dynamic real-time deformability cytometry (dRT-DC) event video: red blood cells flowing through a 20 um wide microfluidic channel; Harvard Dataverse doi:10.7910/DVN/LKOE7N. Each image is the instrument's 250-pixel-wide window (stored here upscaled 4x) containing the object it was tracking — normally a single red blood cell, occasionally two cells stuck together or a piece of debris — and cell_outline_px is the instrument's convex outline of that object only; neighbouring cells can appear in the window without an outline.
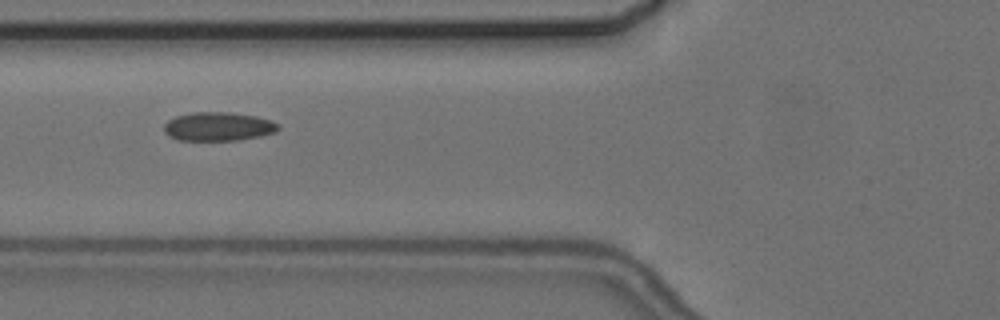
{"species": "common noctule bat (a hibernating species)", "species_latin": "Nyctalus noctula", "temperature_condition": "cold", "stored_images_in_passage": 13, "camera_frame_rate_fps": 3000, "um_per_image_px": 0.085, "animal": {"sex": "female", "body_mass_g": 24.6, "forearm_length_mm": 56.2}, "frame": {"image": 1, "passage_image": 6, "time_ms": 7.0, "image_size_px": [1000, 320], "cell_outline_px": [[280, 128], [276, 132], [260, 136], [240, 140], [176, 140], [168, 136], [164, 132], [164, 124], [168, 120], [176, 116], [192, 112], [232, 112], [256, 116], [272, 120], [280, 124]], "centroid_in_image_um": [18.57, 10.75], "position_along_channel_um": 107.2, "area_um2": 19.42}}
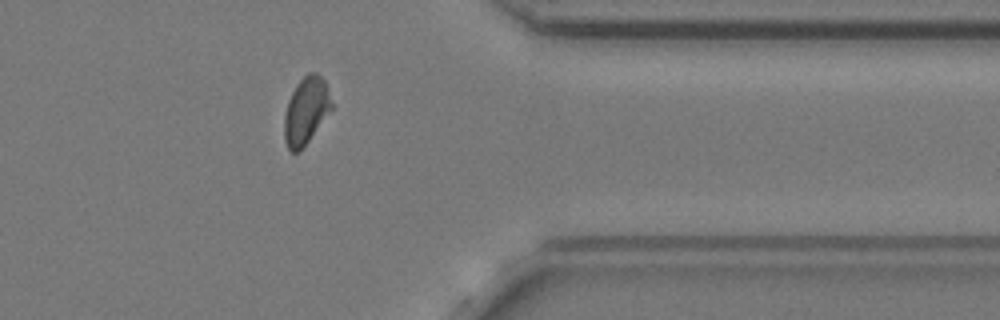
{"frame": {"image": 2, "passage_image": 13, "time_ms": 15.0, "image_size_px": [1000, 320], "cell_outline_px": [[332, 108], [300, 152], [292, 152], [288, 148], [284, 140], [284, 116], [288, 100], [296, 84], [308, 72], [316, 72], [324, 80], [332, 104]], "centroid_in_image_um": [25.98, 9.42], "position_along_channel_um": 385.4, "area_um2": 18.26}, "authors_computed_cell_mechanics": {"area_um2": 18.9006, "velocity_mm_per_s": 3.6387, "shape_relaxation_time_tau1_ms": 7.2518, "shape_relaxation_time_tau2_ms": 2.3121, "deformation_change_tau1": 0.1397, "deformation_change_tau2": 0.0454}}